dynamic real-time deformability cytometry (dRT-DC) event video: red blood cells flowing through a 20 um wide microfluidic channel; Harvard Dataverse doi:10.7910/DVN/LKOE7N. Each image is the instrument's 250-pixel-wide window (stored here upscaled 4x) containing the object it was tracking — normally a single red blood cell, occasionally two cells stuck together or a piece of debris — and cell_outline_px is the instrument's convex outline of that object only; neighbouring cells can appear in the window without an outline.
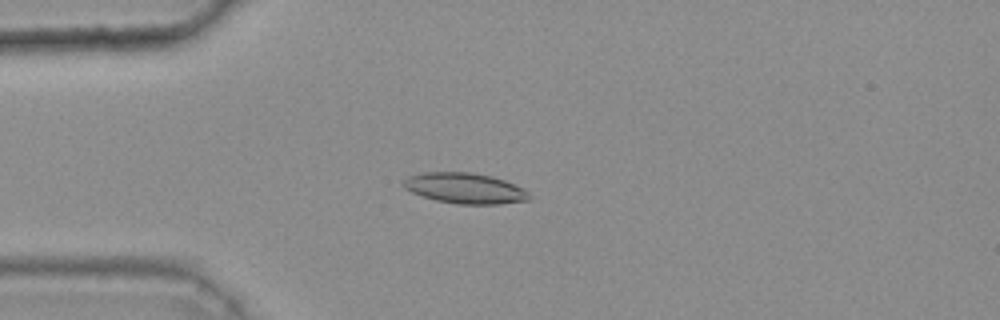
{"species": "common noctule bat (a hibernating species)", "species_latin": "Nyctalus noctula", "temperature_condition": "warm", "stored_images_in_passage": 44, "camera_frame_rate_fps": 3000, "um_per_image_px": 0.085, "animal": {"sex": "female", "body_mass_g": 25.1}, "frame": {"image": 1, "passage_image": 13, "time_ms": 4.0, "image_size_px": [1000, 320], "cell_outline_px": [[532, 196], [528, 200], [500, 204], [456, 204], [436, 200], [412, 192], [404, 188], [400, 184], [408, 176], [424, 172], [468, 172], [492, 176], [504, 180], [528, 192]], "centroid_in_image_um": [39.49, 16.0], "position_along_channel_um": 45.5, "area_um2": 22.31}}
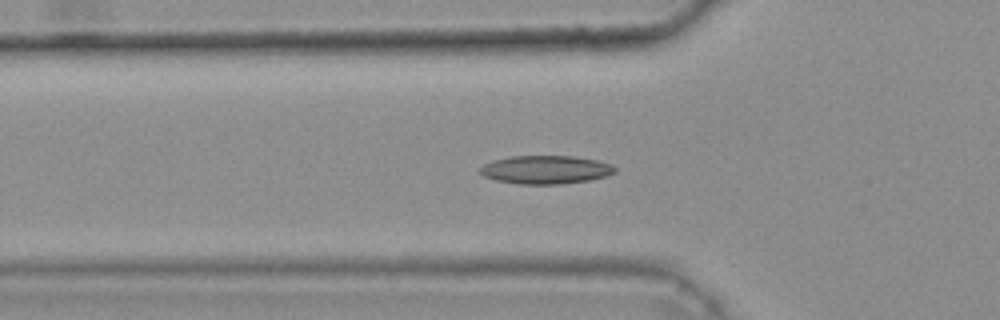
{"frame": {"image": 2, "passage_image": 17, "time_ms": 5.333, "image_size_px": [1000, 320], "cell_outline_px": [[616, 172], [608, 176], [588, 180], [560, 184], [520, 184], [496, 180], [484, 176], [480, 172], [480, 168], [484, 164], [492, 160], [508, 156], [576, 156], [596, 160], [612, 164], [616, 168]], "centroid_in_image_um": [46.4, 14.41], "position_along_channel_um": 79.4, "area_um2": 22.37}}
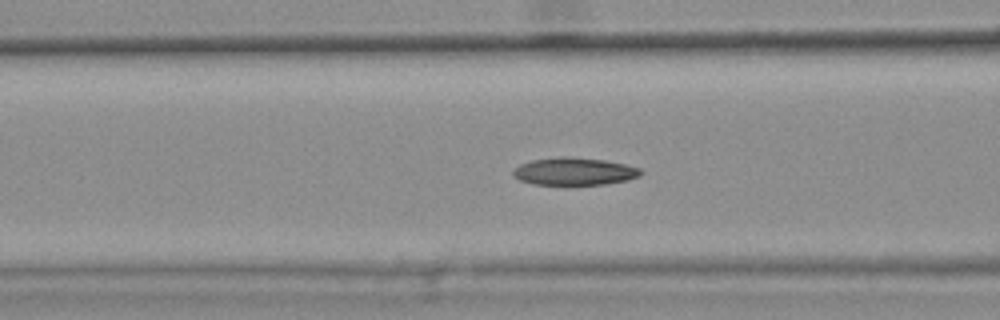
{"frame": {"image": 3, "passage_image": 20, "time_ms": 6.333, "image_size_px": [1000, 320], "cell_outline_px": [[644, 172], [640, 176], [628, 180], [604, 184], [564, 188], [532, 184], [520, 180], [512, 176], [512, 172], [520, 164], [532, 160], [560, 156], [568, 156], [604, 160], [624, 164], [640, 168]], "centroid_in_image_um": [48.79, 14.62], "position_along_channel_um": 117.8, "area_um2": 21.5}, "authors_computed_cell_mechanics": {"area_um2": 20.9525, "velocity_mm_per_s": 3.791, "shape_relaxation_time_tau1_ms": null, "shape_relaxation_time_tau2_ms": 3.832, "deformation_change_tau1": null, "deformation_change_tau2": 0.0902}}